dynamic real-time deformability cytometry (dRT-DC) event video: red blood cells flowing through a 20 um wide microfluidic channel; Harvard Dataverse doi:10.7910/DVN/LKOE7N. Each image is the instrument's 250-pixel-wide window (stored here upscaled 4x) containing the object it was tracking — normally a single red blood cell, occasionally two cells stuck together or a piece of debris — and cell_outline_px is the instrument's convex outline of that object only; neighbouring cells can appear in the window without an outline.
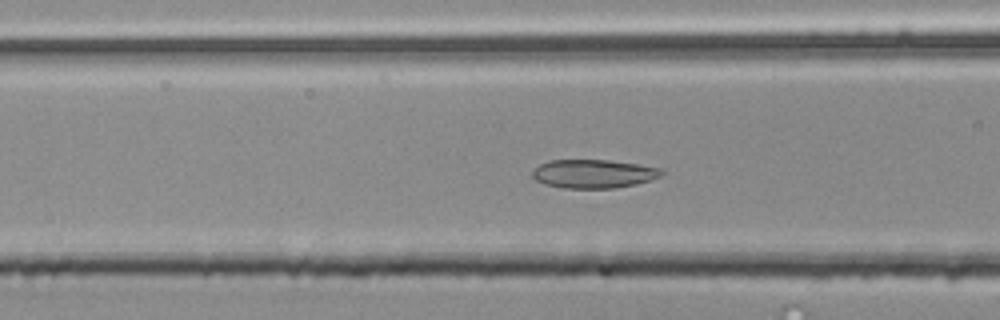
{"species": "common noctule bat (a hibernating species)", "species_latin": "Nyctalus noctula", "temperature_condition": "room temperature", "stored_images_in_passage": 39, "camera_frame_rate_fps": 3000, "um_per_image_px": 0.085, "animal": {"sex": "male", "body_mass_g": 20.4}, "frame": {"image": 1, "passage_image": 6, "time_ms": 1.667, "image_size_px": [1000, 320], "cell_outline_px": [[664, 172], [660, 176], [636, 184], [616, 188], [564, 188], [544, 184], [536, 180], [532, 176], [532, 172], [540, 164], [548, 160], [608, 160], [636, 164], [660, 168]], "centroid_in_image_um": [50.42, 14.77], "position_along_channel_um": 116.2, "area_um2": 21.39}}
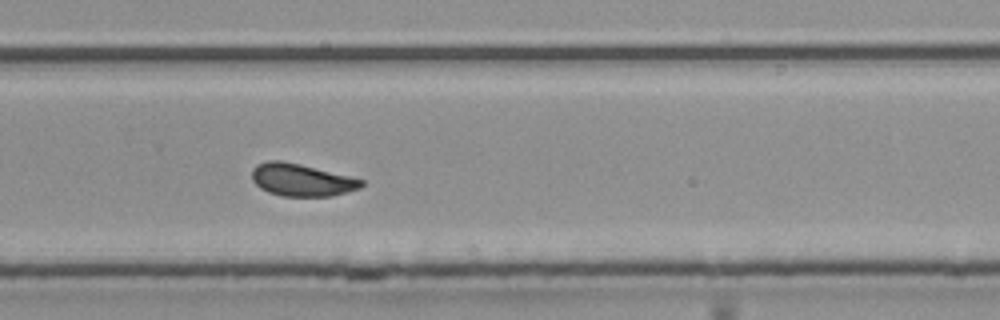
{"frame": {"image": 2, "passage_image": 21, "time_ms": 6.667, "image_size_px": [1000, 320], "cell_outline_px": [[364, 184], [360, 188], [348, 192], [332, 196], [280, 196], [268, 192], [260, 188], [252, 180], [252, 168], [256, 164], [268, 160], [280, 160], [300, 164], [364, 180]], "centroid_in_image_um": [25.6, 15.3], "position_along_channel_um": 304.2, "area_um2": 20.69}}
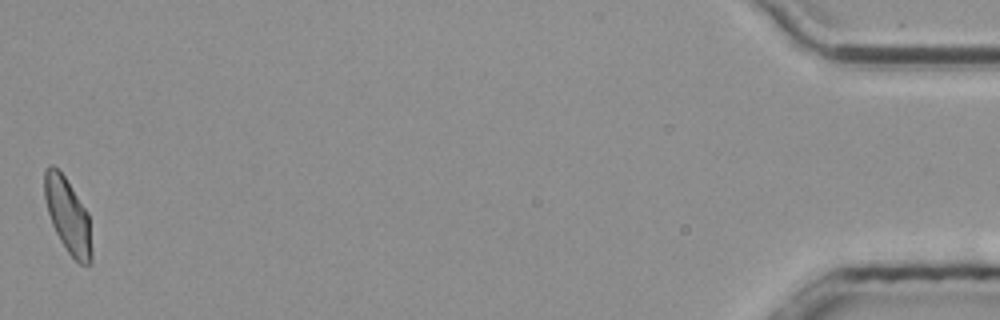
{"frame": {"image": 3, "passage_image": 39, "time_ms": 12.667, "image_size_px": [1000, 320], "cell_outline_px": [[92, 260], [88, 264], [80, 264], [68, 252], [60, 240], [52, 224], [48, 212], [44, 196], [44, 172], [52, 164], [64, 176], [88, 212], [92, 248]], "centroid_in_image_um": [5.78, 18.35], "position_along_channel_um": 429.4, "area_um2": 20.29}, "authors_computed_cell_mechanics": {"area_um2": 20.6924, "velocity_mm_per_s": 3.7621, "shape_relaxation_time_tau1_ms": 11.0606, "shape_relaxation_time_tau2_ms": 1.7298, "deformation_change_tau1": 0.1892, "deformation_change_tau2": 0.0715}}